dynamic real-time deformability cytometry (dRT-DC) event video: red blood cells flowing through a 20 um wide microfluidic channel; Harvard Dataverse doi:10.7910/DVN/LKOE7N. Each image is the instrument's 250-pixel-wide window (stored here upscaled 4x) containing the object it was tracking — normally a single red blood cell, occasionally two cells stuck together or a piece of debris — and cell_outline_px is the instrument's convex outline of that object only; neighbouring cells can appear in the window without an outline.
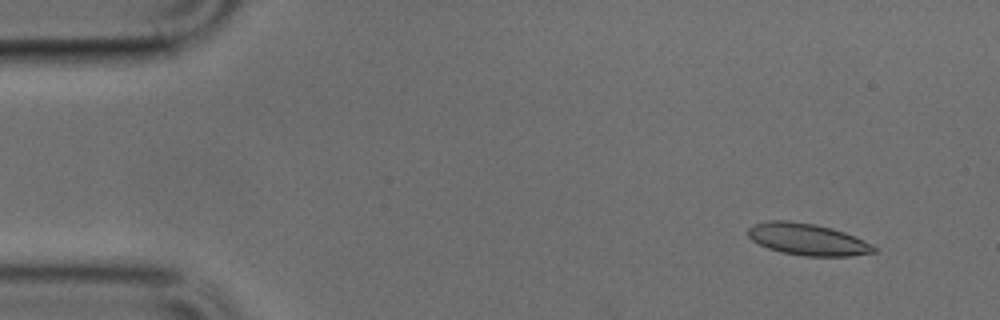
{"species": "common noctule bat (a hibernating species)", "species_latin": "Nyctalus noctula", "temperature_condition": "cold", "stored_images_in_passage": 46, "camera_frame_rate_fps": 3000, "um_per_image_px": 0.085, "animal": {"sex": "male", "body_mass_g": 17.9, "forearm_length_mm": 54.2}, "frame": {"image": 1, "passage_image": 1, "time_ms": 0.0, "image_size_px": [1000, 320], "cell_outline_px": [[876, 252], [848, 256], [804, 256], [780, 252], [768, 248], [752, 240], [748, 236], [748, 228], [756, 224], [768, 220], [788, 220], [816, 224], [832, 228], [844, 232], [876, 248]], "centroid_in_image_um": [68.58, 20.34], "position_along_channel_um": 16.4, "area_um2": 23.0}}
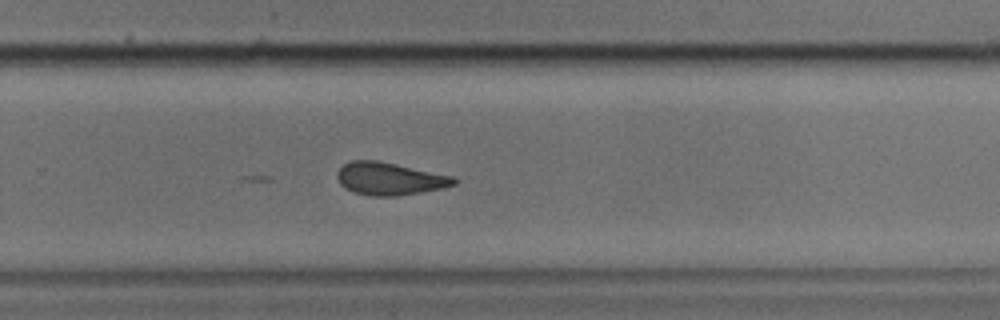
{"frame": {"image": 2, "passage_image": 29, "time_ms": 9.333, "image_size_px": [1000, 320], "cell_outline_px": [[456, 184], [440, 188], [420, 192], [396, 196], [372, 196], [352, 192], [344, 188], [340, 184], [336, 176], [336, 172], [344, 164], [352, 160], [376, 160], [396, 164], [452, 176], [456, 180]], "centroid_in_image_um": [33.05, 15.19], "position_along_channel_um": 296.8, "area_um2": 22.02}}
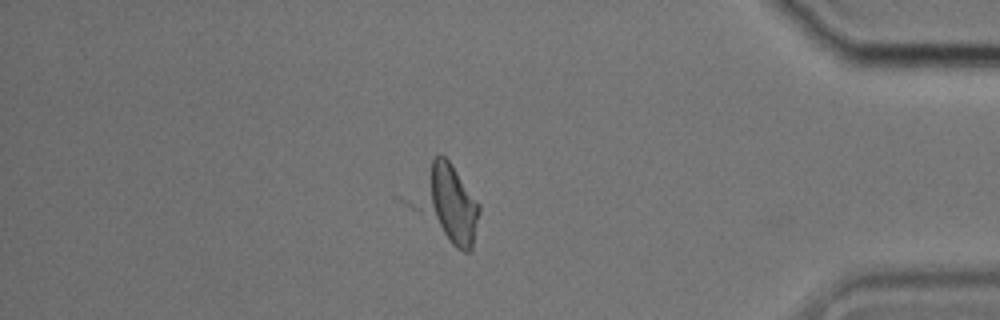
{"frame": {"image": 3, "passage_image": 39, "time_ms": 12.667, "image_size_px": [1000, 320], "cell_outline_px": [[480, 212], [472, 248], [468, 252], [464, 252], [456, 248], [392, 196], [440, 152], [448, 160], [480, 204]], "centroid_in_image_um": [37.64, 17.21], "position_along_channel_um": 397.6, "area_um2": 33.47}}